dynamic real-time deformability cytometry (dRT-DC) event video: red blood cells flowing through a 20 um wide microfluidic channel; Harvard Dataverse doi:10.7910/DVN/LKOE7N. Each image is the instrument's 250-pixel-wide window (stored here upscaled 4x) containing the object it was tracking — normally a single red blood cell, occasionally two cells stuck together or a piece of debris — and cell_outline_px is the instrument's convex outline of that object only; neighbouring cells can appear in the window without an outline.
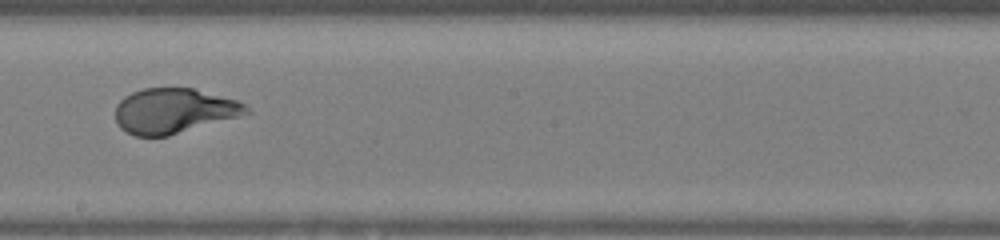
{"species": "human", "species_latin": "Homo sapiens", "temperature_condition": "warm", "stored_images_in_passage": 30, "camera_frame_rate_fps": 3000, "um_per_image_px": 0.085, "donor": {"sex": "female"}, "frame": {"image": 1, "passage_image": 13, "time_ms": 4.0, "image_size_px": [1000, 240], "cell_outline_px": [[252, 112], [168, 136], [136, 136], [120, 128], [116, 124], [116, 104], [124, 96], [132, 92], [144, 88], [192, 88], [236, 100], [244, 104]], "centroid_in_image_um": [14.73, 9.42], "position_along_channel_um": 233.5, "area_um2": 34.04}}
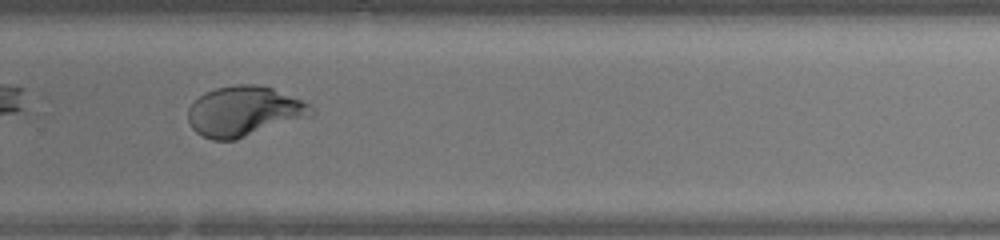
{"frame": {"image": 2, "passage_image": 18, "time_ms": 5.667, "image_size_px": [1000, 240], "cell_outline_px": [[316, 112], [312, 116], [236, 140], [212, 140], [196, 132], [192, 128], [188, 120], [188, 108], [204, 92], [216, 88], [236, 84], [256, 84], [272, 88], [300, 100], [308, 104]], "centroid_in_image_um": [20.75, 9.47], "position_along_channel_um": 309.1, "area_um2": 35.89}}